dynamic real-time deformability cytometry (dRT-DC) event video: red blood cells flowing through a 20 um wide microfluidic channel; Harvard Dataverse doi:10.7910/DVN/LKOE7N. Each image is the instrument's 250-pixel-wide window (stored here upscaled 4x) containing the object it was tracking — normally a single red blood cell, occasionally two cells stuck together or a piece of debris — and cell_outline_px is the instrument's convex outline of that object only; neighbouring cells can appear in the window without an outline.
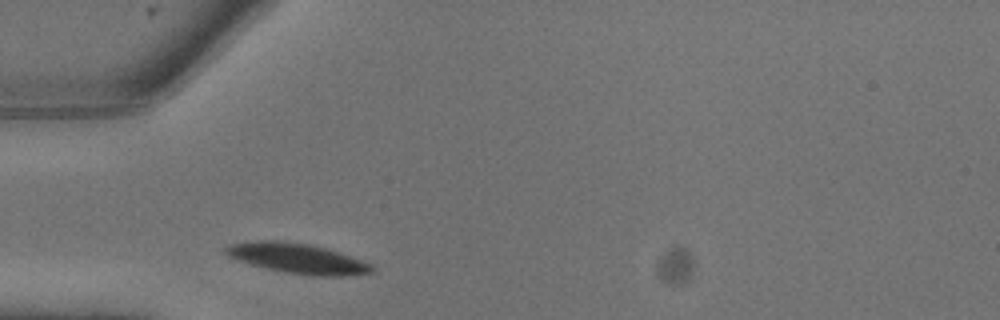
{"species": "common noctule bat (a hibernating species)", "species_latin": "Nyctalus noctula", "temperature_condition": "warm", "stored_images_in_passage": 4, "camera_frame_rate_fps": 3000, "um_per_image_px": 0.085, "animal": {"sex": "male", "body_mass_g": 13.3}, "frame": {"image": 1, "passage_image": 1, "time_ms": 0.0, "image_size_px": [1000, 320], "cell_outline_px": [[376, 268], [372, 272], [348, 276], [308, 276], [284, 272], [252, 264], [228, 256], [224, 252], [224, 248], [232, 244], [256, 240], [276, 240], [308, 244], [324, 248], [372, 264]], "centroid_in_image_um": [25.3, 21.97], "position_along_channel_um": 59.7, "area_um2": 25.26}}
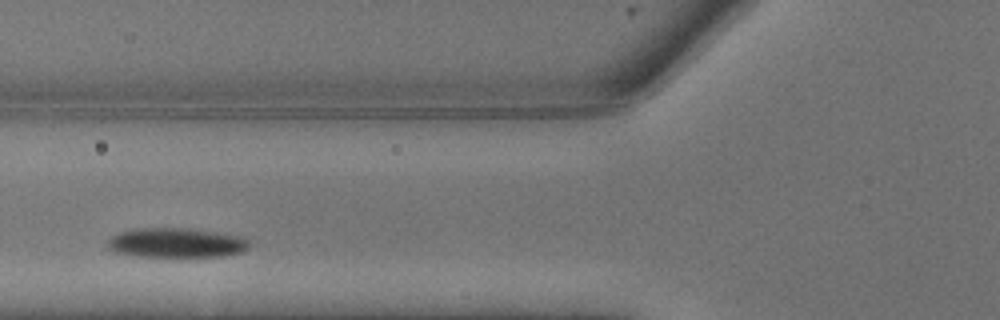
{"frame": {"image": 2, "passage_image": 3, "time_ms": 0.667, "image_size_px": [1000, 320], "cell_outline_px": [[252, 244], [248, 248], [240, 252], [224, 256], [136, 256], [112, 252], [104, 244], [112, 236], [120, 232], [136, 228], [188, 228], [220, 232], [244, 236]], "centroid_in_image_um": [14.98, 20.63], "position_along_channel_um": 110.8, "area_um2": 24.8}}